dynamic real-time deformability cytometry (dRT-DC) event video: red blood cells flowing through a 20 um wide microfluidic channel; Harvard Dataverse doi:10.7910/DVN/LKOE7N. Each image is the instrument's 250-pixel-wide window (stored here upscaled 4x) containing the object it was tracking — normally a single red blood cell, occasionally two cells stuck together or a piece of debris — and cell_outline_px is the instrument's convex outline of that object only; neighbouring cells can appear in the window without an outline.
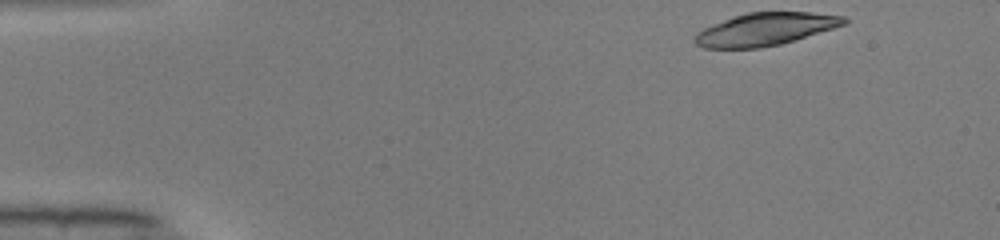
{"species": "common noctule bat (a hibernating species)", "species_latin": "Nyctalus noctula", "temperature_condition": "warm", "stored_images_in_passage": 45, "camera_frame_rate_fps": 3000, "um_per_image_px": 0.085, "animal": {"sex": "male", "body_mass_g": 19.0, "forearm_length_mm": 50.8}, "frame": {"image": 1, "passage_image": 1, "time_ms": 0.0, "image_size_px": [1000, 240], "cell_outline_px": [[848, 20], [844, 24], [796, 40], [780, 44], [760, 48], [704, 48], [696, 44], [692, 40], [696, 32], [704, 28], [724, 20], [748, 12], [812, 12], [844, 16]], "centroid_in_image_um": [65.03, 2.49], "position_along_channel_um": 20.0, "area_um2": 28.21}}